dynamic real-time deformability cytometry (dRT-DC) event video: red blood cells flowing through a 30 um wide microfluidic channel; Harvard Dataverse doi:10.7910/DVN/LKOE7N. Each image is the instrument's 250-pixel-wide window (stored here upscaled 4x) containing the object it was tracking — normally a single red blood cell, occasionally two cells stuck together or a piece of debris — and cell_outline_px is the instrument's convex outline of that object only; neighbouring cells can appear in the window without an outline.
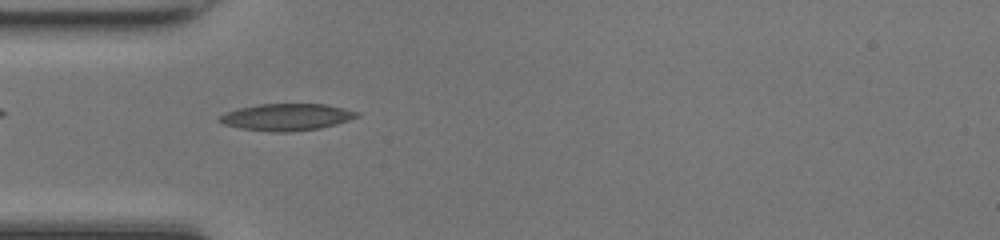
{"species": "common noctule bat (a hibernating species)", "species_latin": "Nyctalus noctula", "temperature_condition": "room temperature", "stored_images_in_passage": 48, "camera_frame_rate_fps": 3000, "um_per_image_px": 0.085, "animal": {"sex": "female", "body_mass_g": 17.0, "forearm_length_mm": 48.0}, "frame": {"image": 1, "passage_image": 14, "time_ms": 4.333, "image_size_px": [1000, 240], "cell_outline_px": [[360, 116], [336, 124], [320, 128], [288, 132], [272, 132], [240, 128], [224, 124], [216, 120], [224, 112], [240, 108], [260, 104], [324, 104], [344, 108], [360, 112]], "centroid_in_image_um": [24.36, 9.95], "position_along_channel_um": 60.6, "area_um2": 21.5}}
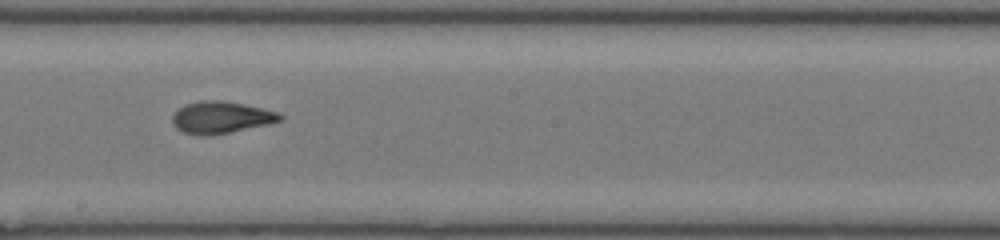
{"frame": {"image": 2, "passage_image": 26, "time_ms": 8.333, "image_size_px": [1000, 240], "cell_outline_px": [[284, 120], [268, 124], [228, 132], [200, 136], [184, 132], [176, 128], [172, 124], [172, 116], [184, 104], [200, 100], [224, 100], [280, 112], [284, 116]], "centroid_in_image_um": [18.8, 9.96], "position_along_channel_um": 229.4, "area_um2": 20.0}}
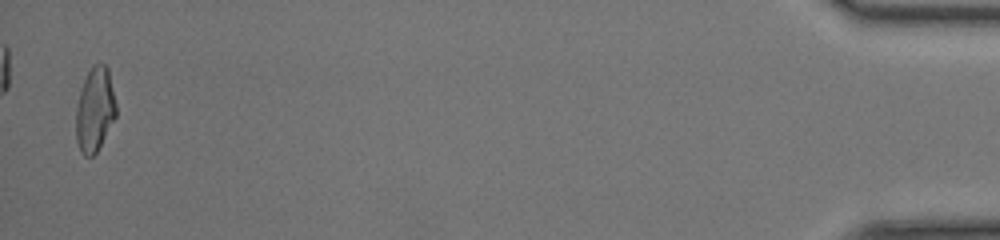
{"frame": {"image": 3, "passage_image": 47, "time_ms": 15.333, "image_size_px": [1000, 240], "cell_outline_px": [[116, 116], [96, 152], [92, 156], [84, 156], [80, 152], [76, 140], [76, 108], [80, 88], [92, 64], [104, 64], [108, 68], [116, 104]], "centroid_in_image_um": [8.05, 9.31], "position_along_channel_um": 427.2, "area_um2": 19.65}, "authors_computed_cell_mechanics": {"area_um2": 19.6231, "velocity_mm_per_s": 4.2524, "shape_relaxation_time_tau1_ms": 8.8479, "shape_relaxation_time_tau2_ms": 1.3566, "deformation_change_tau1": 0.328, "deformation_change_tau2": 0.0928}}